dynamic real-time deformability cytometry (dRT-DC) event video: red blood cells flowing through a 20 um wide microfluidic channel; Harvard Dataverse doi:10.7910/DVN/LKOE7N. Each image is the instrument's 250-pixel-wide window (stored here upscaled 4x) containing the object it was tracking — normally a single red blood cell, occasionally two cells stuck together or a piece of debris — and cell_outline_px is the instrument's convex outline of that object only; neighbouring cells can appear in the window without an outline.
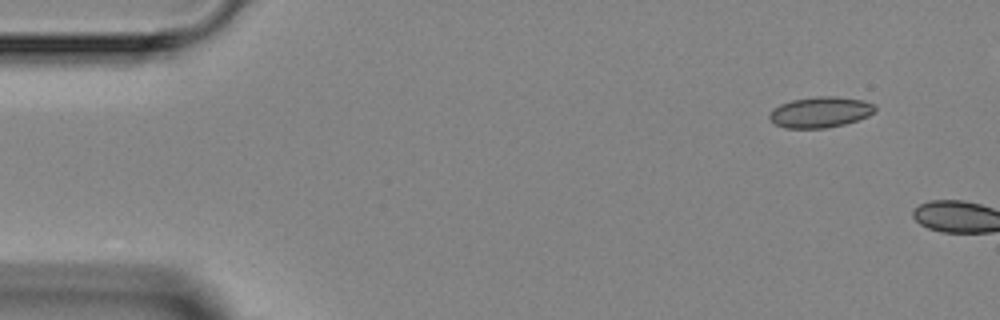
{"species": "Egyptian fruit bat (a non-hibernating species)", "species_latin": "Rousettus aegyptiacus", "temperature_condition": "room temperature", "stored_images_in_passage": 2, "camera_frame_rate_fps": 3000, "um_per_image_px": 0.085, "animal": {"sex": "female"}, "frame": {"image": 1, "passage_image": 1, "time_ms": 0.0, "image_size_px": [1000, 320], "cell_outline_px": [[876, 108], [868, 116], [844, 124], [824, 128], [784, 128], [776, 124], [768, 116], [772, 108], [780, 104], [792, 100], [816, 96], [836, 96], [864, 100], [872, 104]], "centroid_in_image_um": [69.69, 9.52], "position_along_channel_um": 15.3, "area_um2": 18.84}}